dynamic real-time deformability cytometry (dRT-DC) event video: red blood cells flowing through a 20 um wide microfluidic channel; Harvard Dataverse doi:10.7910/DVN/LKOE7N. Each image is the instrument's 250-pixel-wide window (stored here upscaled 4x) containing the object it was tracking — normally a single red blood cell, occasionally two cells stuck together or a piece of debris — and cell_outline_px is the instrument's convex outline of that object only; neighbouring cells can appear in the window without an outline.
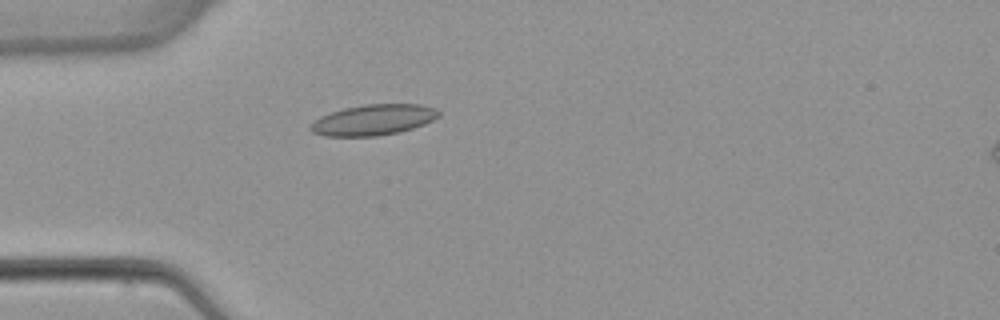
{"species": "common noctule bat (a hibernating species)", "species_latin": "Nyctalus noctula", "temperature_condition": "warm", "stored_images_in_passage": 1, "camera_frame_rate_fps": 3000, "um_per_image_px": 0.085, "animal": {"sex": "female", "body_mass_g": 22.7, "forearm_length_mm": 54.2}, "frame": {"image": 1, "passage_image": 1, "time_ms": 0.0, "image_size_px": [1000, 320], "cell_outline_px": [[440, 116], [424, 124], [400, 132], [376, 136], [324, 136], [312, 132], [308, 128], [320, 116], [344, 108], [364, 104], [420, 104], [436, 108], [440, 112]], "centroid_in_image_um": [31.75, 10.18], "position_along_channel_um": 53.3, "area_um2": 22.95}}